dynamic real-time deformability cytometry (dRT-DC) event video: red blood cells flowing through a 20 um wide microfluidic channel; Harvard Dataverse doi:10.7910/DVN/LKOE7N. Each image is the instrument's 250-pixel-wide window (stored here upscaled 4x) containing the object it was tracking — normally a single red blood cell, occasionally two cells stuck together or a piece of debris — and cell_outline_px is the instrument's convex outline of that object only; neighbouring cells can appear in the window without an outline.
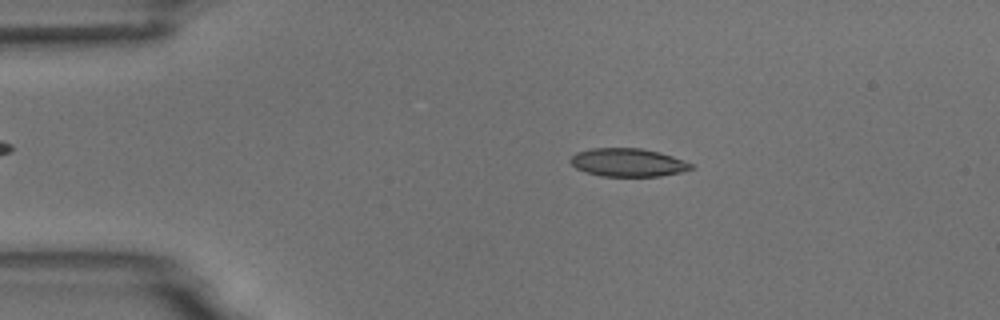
{"species": "common noctule bat (a hibernating species)", "species_latin": "Nyctalus noctula", "temperature_condition": "room temperature", "stored_images_in_passage": 54, "camera_frame_rate_fps": 3000, "um_per_image_px": 0.085, "animal": {"sex": "male", "body_mass_g": 18.8}, "frame": {"image": 1, "passage_image": 10, "time_ms": 3.0, "image_size_px": [1000, 320], "cell_outline_px": [[692, 168], [680, 172], [660, 176], [604, 176], [588, 172], [576, 168], [568, 160], [576, 152], [592, 148], [640, 148], [660, 152], [672, 156], [692, 164]], "centroid_in_image_um": [53.35, 13.8], "position_along_channel_um": 31.7, "area_um2": 19.59}}
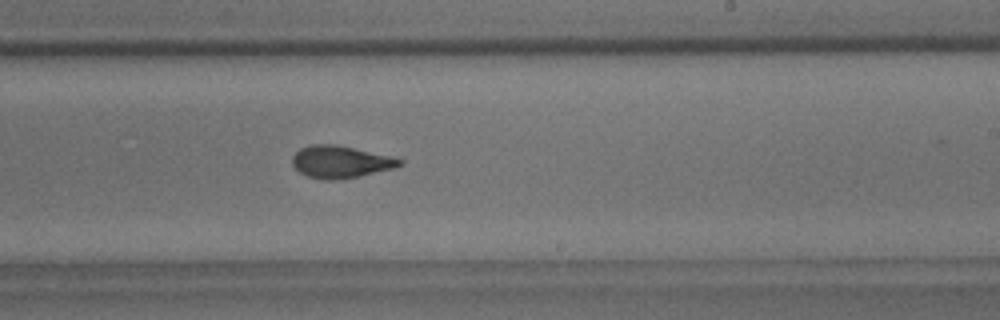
{"frame": {"image": 2, "passage_image": 32, "time_ms": 10.333, "image_size_px": [1000, 320], "cell_outline_px": [[404, 164], [392, 168], [360, 176], [332, 180], [324, 180], [308, 176], [300, 172], [292, 164], [292, 156], [300, 148], [312, 144], [336, 144], [392, 156], [404, 160]], "centroid_in_image_um": [28.95, 13.74], "position_along_channel_um": 260.1, "area_um2": 20.11}}
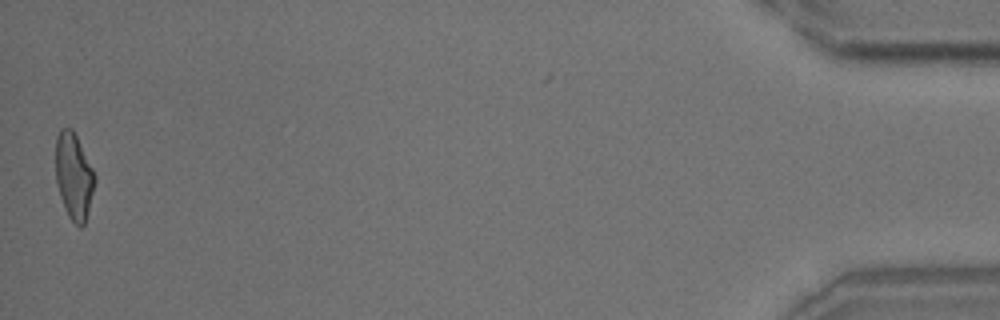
{"frame": {"image": 3, "passage_image": 53, "time_ms": 17.333, "image_size_px": [1000, 320], "cell_outline_px": [[96, 180], [84, 224], [80, 228], [68, 216], [64, 208], [60, 196], [56, 180], [56, 136], [60, 128], [72, 128], [96, 176]], "centroid_in_image_um": [6.26, 14.97], "position_along_channel_um": 428.9, "area_um2": 19.42}, "authors_computed_cell_mechanics": {"area_um2": 19.9699, "velocity_mm_per_s": 3.7413, "shape_relaxation_time_tau1_ms": 4.0591, "shape_relaxation_time_tau2_ms": 1.6167, "deformation_change_tau1": 0.1697, "deformation_change_tau2": 0.0773}}